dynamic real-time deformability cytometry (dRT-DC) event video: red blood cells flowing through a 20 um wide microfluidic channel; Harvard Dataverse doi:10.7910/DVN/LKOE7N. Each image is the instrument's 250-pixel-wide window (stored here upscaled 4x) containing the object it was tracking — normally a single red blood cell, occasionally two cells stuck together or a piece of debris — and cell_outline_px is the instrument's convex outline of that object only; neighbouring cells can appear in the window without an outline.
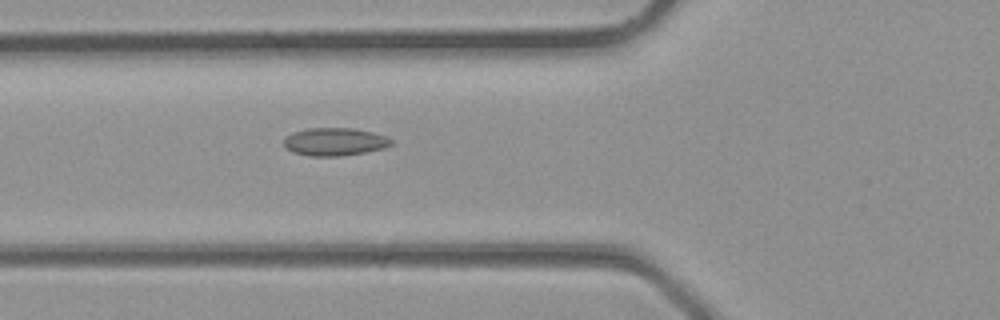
{"species": "common noctule bat (a hibernating species)", "species_latin": "Nyctalus noctula", "temperature_condition": "room temperature", "stored_images_in_passage": 32, "camera_frame_rate_fps": 3000, "um_per_image_px": 0.085, "animal": {"sex": "male", "body_mass_g": 23.1, "forearm_length_mm": 52.7}, "frame": {"image": 1, "passage_image": 10, "time_ms": 3.0, "image_size_px": [1000, 320], "cell_outline_px": [[392, 144], [384, 148], [364, 152], [340, 156], [308, 156], [292, 152], [284, 144], [284, 136], [292, 132], [308, 128], [352, 128], [372, 132], [384, 136], [392, 140]], "centroid_in_image_um": [28.41, 12.04], "position_along_channel_um": 97.4, "area_um2": 17.4}}
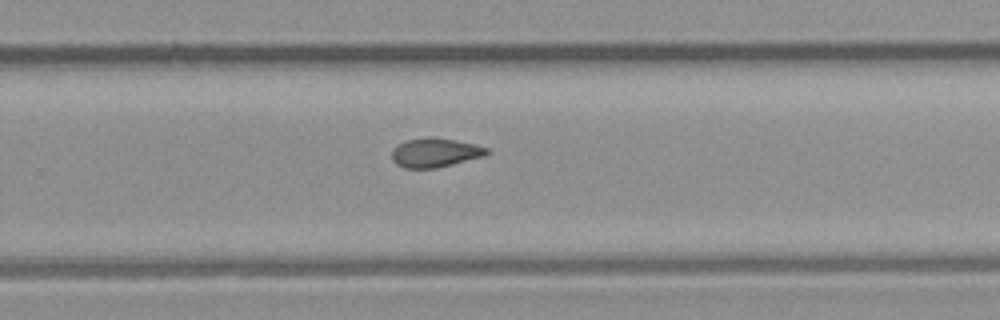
{"frame": {"image": 2, "passage_image": 20, "time_ms": 6.333, "image_size_px": [1000, 320], "cell_outline_px": [[488, 152], [484, 156], [436, 168], [404, 168], [396, 164], [392, 160], [392, 152], [400, 144], [408, 140], [432, 136], [472, 144], [488, 148]], "centroid_in_image_um": [36.96, 12.98], "position_along_channel_um": 292.8, "area_um2": 15.72}}
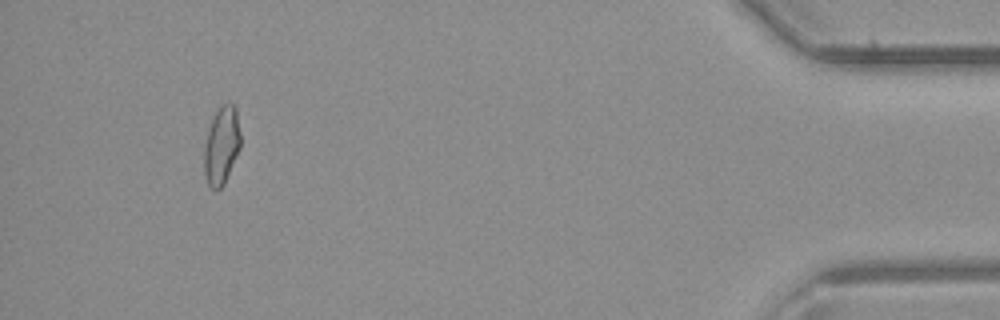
{"frame": {"image": 3, "passage_image": 30, "time_ms": 9.667, "image_size_px": [1000, 320], "cell_outline_px": [[240, 148], [224, 184], [216, 192], [208, 184], [204, 172], [204, 148], [208, 132], [212, 120], [220, 104], [232, 104], [236, 108], [240, 136]], "centroid_in_image_um": [18.83, 12.39], "position_along_channel_um": 416.4, "area_um2": 16.3}}